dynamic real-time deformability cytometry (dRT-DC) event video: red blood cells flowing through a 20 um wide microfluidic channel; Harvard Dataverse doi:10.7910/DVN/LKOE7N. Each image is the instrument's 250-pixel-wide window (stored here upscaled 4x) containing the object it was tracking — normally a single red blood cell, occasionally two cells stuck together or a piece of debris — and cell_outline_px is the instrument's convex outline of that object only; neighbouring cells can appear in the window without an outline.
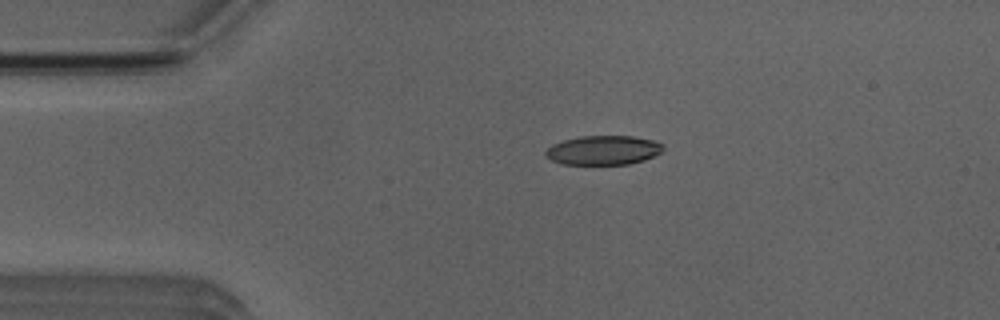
{"species": "Egyptian fruit bat (a non-hibernating species)", "species_latin": "Rousettus aegyptiacus", "temperature_condition": "room temperature", "stored_images_in_passage": 4, "camera_frame_rate_fps": 3000, "um_per_image_px": 0.085, "animal": {"sex": "male"}, "frame": {"image": 1, "passage_image": 3, "time_ms": 2.333, "image_size_px": [1000, 320], "cell_outline_px": [[664, 148], [660, 152], [644, 160], [628, 164], [564, 164], [552, 160], [544, 152], [552, 144], [564, 140], [580, 136], [632, 136], [652, 140], [664, 144]], "centroid_in_image_um": [51.29, 12.76], "position_along_channel_um": 33.7, "area_um2": 19.83}}